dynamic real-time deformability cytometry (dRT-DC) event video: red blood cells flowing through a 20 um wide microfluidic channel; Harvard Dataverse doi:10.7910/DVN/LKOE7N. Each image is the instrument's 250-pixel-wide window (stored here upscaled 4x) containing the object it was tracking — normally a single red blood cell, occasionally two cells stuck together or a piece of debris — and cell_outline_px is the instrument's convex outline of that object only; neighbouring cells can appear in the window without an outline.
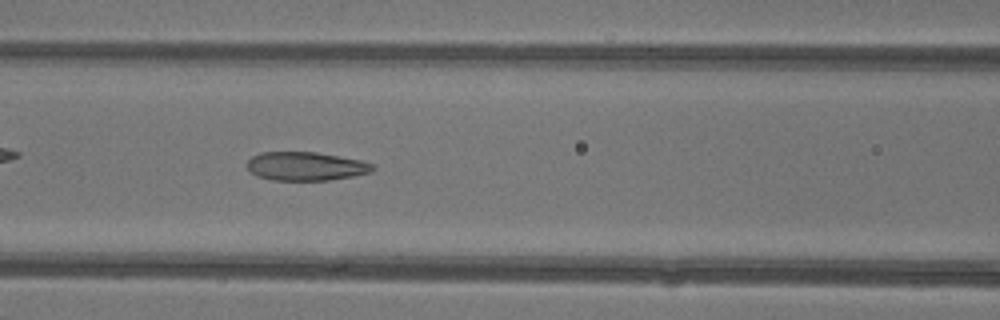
{"species": "common noctule bat (a hibernating species)", "species_latin": "Nyctalus noctula", "temperature_condition": "warm", "stored_images_in_passage": 46, "camera_frame_rate_fps": 3000, "um_per_image_px": 0.085, "animal": {"sex": "female"}, "frame": {"image": 1, "passage_image": 20, "time_ms": 6.333, "image_size_px": [1000, 320], "cell_outline_px": [[376, 168], [372, 172], [352, 176], [328, 180], [272, 180], [256, 176], [248, 168], [248, 160], [252, 156], [260, 152], [316, 152], [360, 160], [372, 164]], "centroid_in_image_um": [25.99, 14.13], "position_along_channel_um": 140.6, "area_um2": 20.87}}
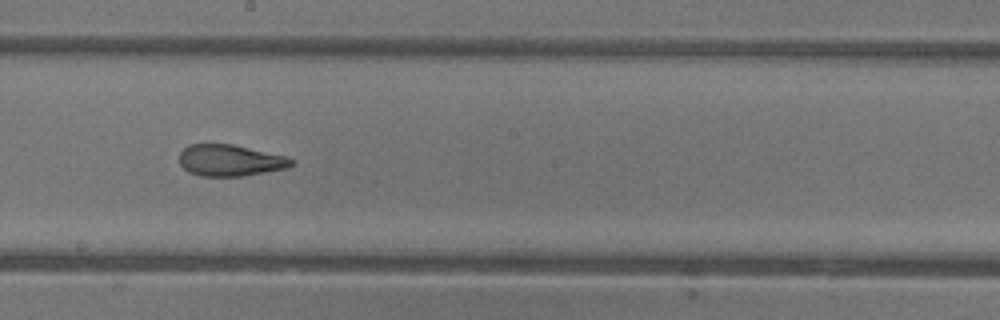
{"frame": {"image": 2, "passage_image": 26, "time_ms": 8.333, "image_size_px": [1000, 320], "cell_outline_px": [[296, 160], [288, 168], [244, 176], [200, 176], [188, 172], [180, 164], [180, 152], [188, 144], [232, 144], [288, 156]], "centroid_in_image_um": [19.59, 13.63], "position_along_channel_um": 228.6, "area_um2": 20.75}}
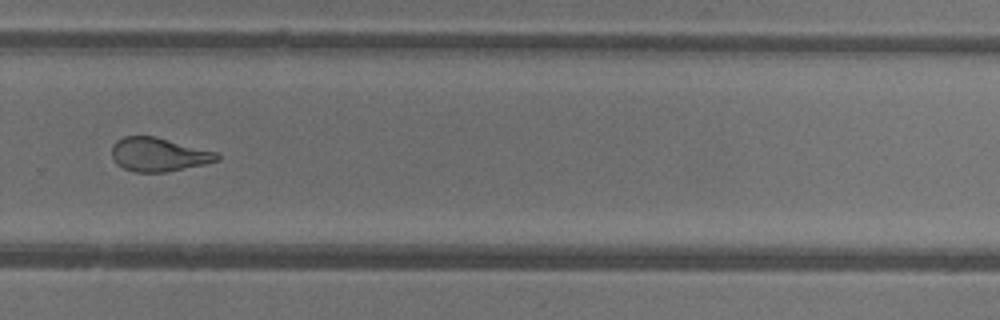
{"frame": {"image": 3, "passage_image": 32, "time_ms": 10.333, "image_size_px": [1000, 320], "cell_outline_px": [[220, 160], [204, 164], [164, 172], [132, 172], [116, 164], [112, 156], [112, 144], [116, 140], [124, 136], [156, 136], [216, 152], [220, 156]], "centroid_in_image_um": [13.45, 13.13], "position_along_channel_um": 316.3, "area_um2": 20.69}, "authors_computed_cell_mechanics": {"area_um2": 23.3801, "velocity_mm_per_s": 4.41, "shape_relaxation_time_tau1_ms": null, "shape_relaxation_time_tau2_ms": 1.3072, "deformation_change_tau1": null, "deformation_change_tau2": 0.0874}}